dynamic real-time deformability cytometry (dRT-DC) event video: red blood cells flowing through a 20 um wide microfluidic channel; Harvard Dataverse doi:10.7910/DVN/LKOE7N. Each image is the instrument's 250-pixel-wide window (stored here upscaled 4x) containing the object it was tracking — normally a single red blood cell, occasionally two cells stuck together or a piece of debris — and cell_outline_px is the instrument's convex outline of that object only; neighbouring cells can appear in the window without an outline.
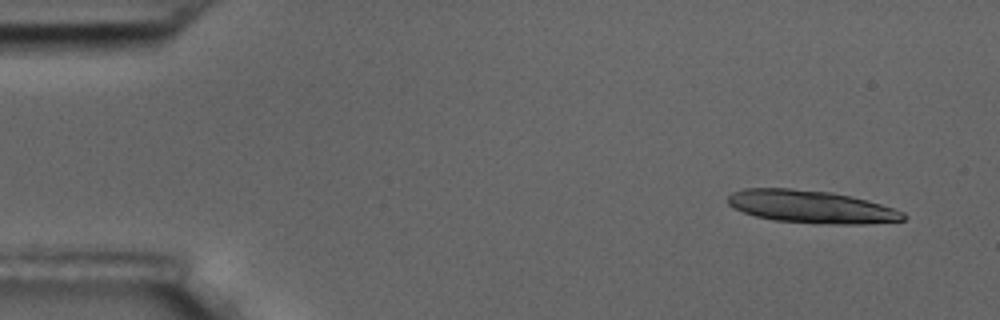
{"species": "common noctule bat (a hibernating species)", "species_latin": "Nyctalus noctula", "temperature_condition": "room temperature", "stored_images_in_passage": 5, "camera_frame_rate_fps": 3000, "um_per_image_px": 0.085, "animal": {"sex": "male", "body_mass_g": 17.5, "forearm_length_mm": 52.3}, "frame": {"image": 1, "passage_image": 1, "time_ms": 0.0, "image_size_px": [1000, 320], "cell_outline_px": [[908, 216], [904, 220], [864, 224], [832, 224], [772, 220], [756, 216], [744, 212], [728, 204], [728, 196], [732, 192], [744, 188], [792, 188], [832, 192], [868, 200], [904, 212]], "centroid_in_image_um": [68.96, 17.56], "position_along_channel_um": 16.0, "area_um2": 33.35}}
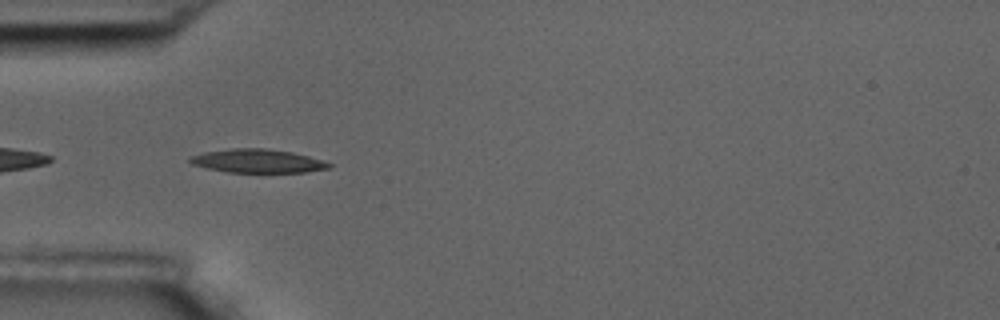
{"frame": {"image": 2, "passage_image": 5, "time_ms": 4.667, "image_size_px": [1000, 320], "cell_outline_px": [[332, 164], [328, 168], [304, 172], [228, 172], [208, 168], [192, 164], [188, 160], [192, 156], [204, 152], [232, 148], [264, 148], [292, 152], [308, 156]], "centroid_in_image_um": [21.87, 13.68], "position_along_channel_um": 63.1, "area_um2": 18.79}}